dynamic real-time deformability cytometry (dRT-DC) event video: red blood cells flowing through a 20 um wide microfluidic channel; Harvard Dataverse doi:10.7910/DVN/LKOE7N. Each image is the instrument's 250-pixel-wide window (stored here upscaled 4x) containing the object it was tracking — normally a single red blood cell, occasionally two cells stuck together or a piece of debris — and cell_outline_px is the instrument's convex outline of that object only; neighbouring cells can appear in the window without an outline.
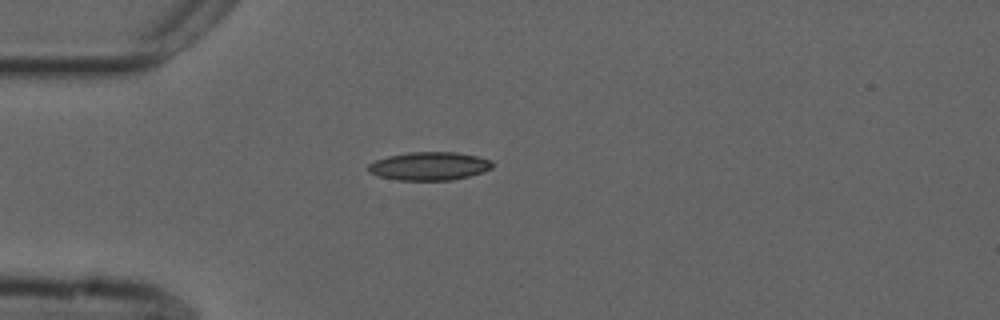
{"species": "common noctule bat (a hibernating species)", "species_latin": "Nyctalus noctula", "temperature_condition": "cold", "stored_images_in_passage": 41, "camera_frame_rate_fps": 3000, "um_per_image_px": 0.085, "animal": {"sex": "male", "forearm_length_mm": 52.5}, "frame": {"image": 1, "passage_image": 1, "time_ms": 0.0, "image_size_px": [1000, 320], "cell_outline_px": [[492, 168], [484, 172], [452, 180], [396, 180], [380, 176], [368, 172], [368, 164], [376, 160], [388, 156], [408, 152], [456, 152], [476, 156], [492, 160]], "centroid_in_image_um": [36.49, 14.12], "position_along_channel_um": 48.5, "area_um2": 20.46}}
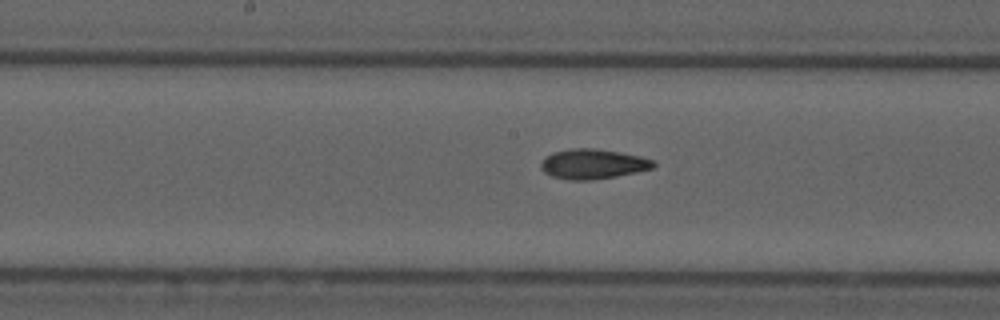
{"frame": {"image": 2, "passage_image": 14, "time_ms": 4.333, "image_size_px": [1000, 320], "cell_outline_px": [[656, 164], [652, 168], [636, 172], [616, 176], [592, 180], [568, 180], [552, 176], [544, 172], [540, 168], [540, 164], [544, 156], [552, 152], [572, 148], [596, 148], [620, 152], [640, 156], [656, 160]], "centroid_in_image_um": [50.38, 13.93], "position_along_channel_um": 197.8, "area_um2": 19.83}}
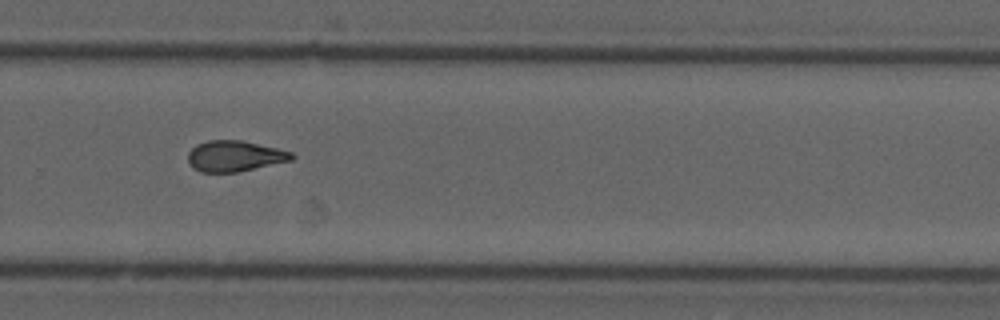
{"frame": {"image": 3, "passage_image": 23, "time_ms": 7.333, "image_size_px": [1000, 320], "cell_outline_px": [[296, 156], [292, 160], [236, 172], [200, 172], [192, 168], [188, 164], [188, 152], [196, 144], [208, 140], [240, 140], [276, 148], [292, 152]], "centroid_in_image_um": [19.91, 13.27], "position_along_channel_um": 309.9, "area_um2": 18.61}, "authors_computed_cell_mechanics": {"area_um2": 19.1318, "velocity_mm_per_s": 3.7478, "shape_relaxation_time_tau1_ms": 8.7933, "shape_relaxation_time_tau2_ms": 3.2732, "deformation_change_tau1": 0.2083, "deformation_change_tau2": 0.1117}}